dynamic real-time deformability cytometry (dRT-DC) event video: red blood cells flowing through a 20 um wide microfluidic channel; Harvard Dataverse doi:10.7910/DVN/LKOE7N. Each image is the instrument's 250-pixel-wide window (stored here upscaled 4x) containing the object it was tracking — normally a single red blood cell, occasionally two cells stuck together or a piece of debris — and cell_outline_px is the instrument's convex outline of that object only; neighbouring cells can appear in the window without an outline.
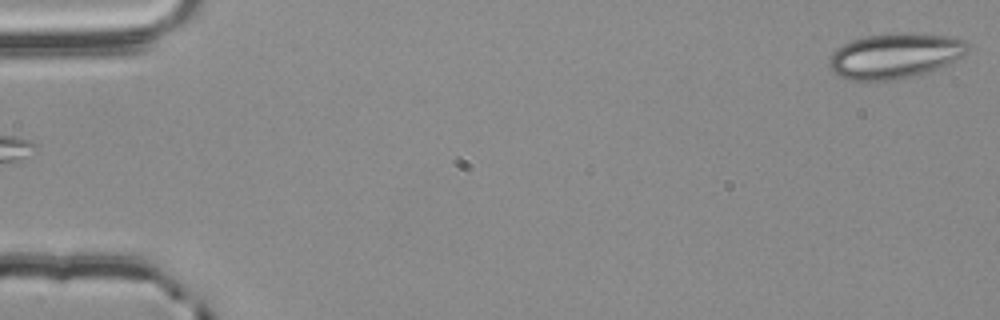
{"species": "common noctule bat (a hibernating species)", "species_latin": "Nyctalus noctula", "temperature_condition": "room temperature", "stored_images_in_passage": 55, "camera_frame_rate_fps": 3000, "um_per_image_px": 0.085, "animal": {"sex": "male", "body_mass_g": 20.4}, "frame": {"image": 1, "passage_image": 1, "time_ms": 0.0, "image_size_px": [1000, 320], "cell_outline_px": [[968, 52], [964, 56], [932, 72], [896, 80], [852, 80], [836, 76], [832, 72], [828, 64], [828, 60], [832, 52], [836, 48], [852, 40], [868, 36], [952, 36], [964, 40], [968, 44]], "centroid_in_image_um": [76.05, 4.81], "position_along_channel_um": 8.9, "area_um2": 35.78}}
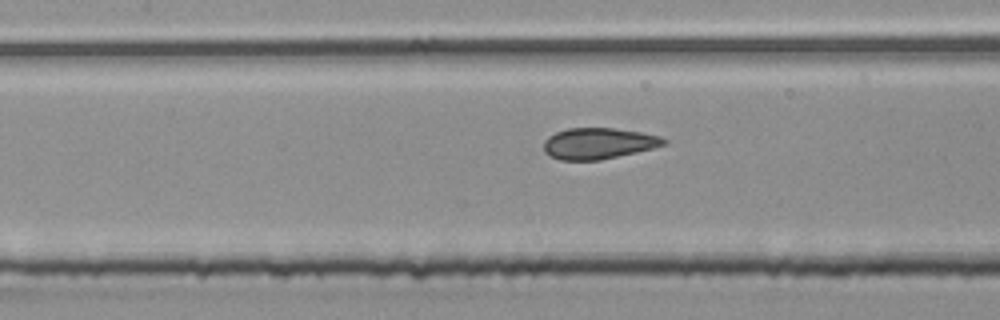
{"frame": {"image": 2, "passage_image": 25, "time_ms": 8.0, "image_size_px": [1000, 320], "cell_outline_px": [[668, 144], [636, 152], [600, 160], [560, 160], [548, 156], [544, 152], [544, 140], [548, 136], [556, 132], [568, 128], [612, 128], [644, 132], [660, 136], [668, 140]], "centroid_in_image_um": [50.87, 12.19], "position_along_channel_um": 156.5, "area_um2": 21.96}}
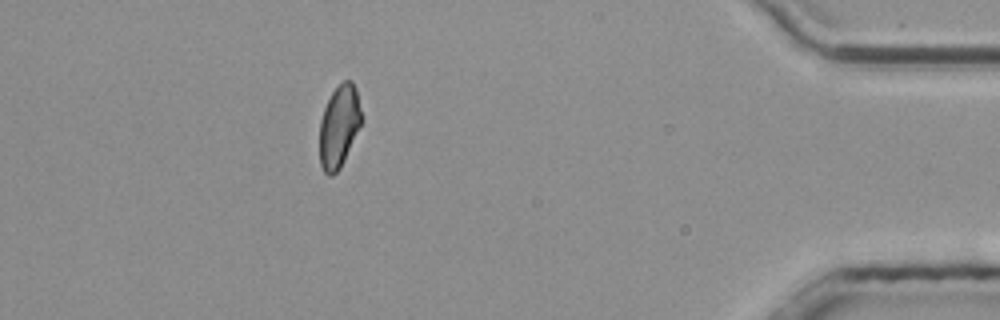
{"frame": {"image": 3, "passage_image": 49, "time_ms": 16.0, "image_size_px": [1000, 320], "cell_outline_px": [[360, 124], [344, 160], [340, 168], [332, 176], [328, 176], [324, 172], [320, 164], [320, 120], [324, 108], [332, 92], [344, 80], [352, 80], [356, 88], [360, 108]], "centroid_in_image_um": [28.79, 10.74], "position_along_channel_um": 406.4, "area_um2": 19.65}, "authors_computed_cell_mechanics": {"area_um2": 22.0218, "velocity_mm_per_s": 3.7786, "shape_relaxation_time_tau1_ms": 10.7195, "shape_relaxation_time_tau2_ms": 1.0643, "deformation_change_tau1": 0.1552, "deformation_change_tau2": 0.0623}}